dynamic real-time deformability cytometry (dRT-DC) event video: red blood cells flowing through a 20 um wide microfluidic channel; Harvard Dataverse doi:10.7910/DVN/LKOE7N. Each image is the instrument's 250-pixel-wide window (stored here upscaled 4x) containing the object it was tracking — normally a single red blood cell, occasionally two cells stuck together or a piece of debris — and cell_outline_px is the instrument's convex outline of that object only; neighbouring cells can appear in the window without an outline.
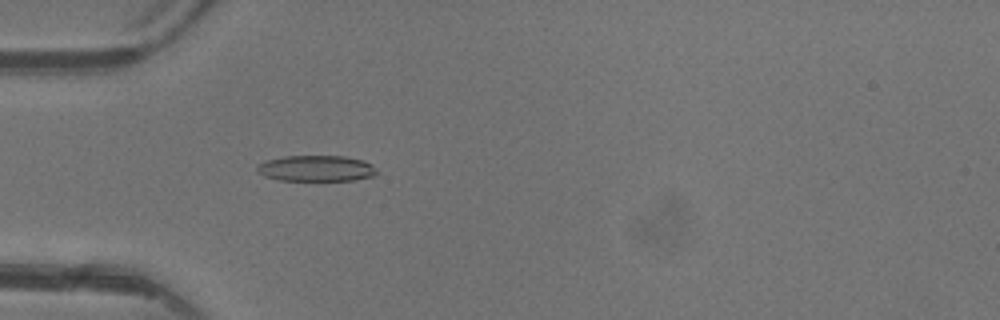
{"species": "common noctule bat (a hibernating species)", "species_latin": "Nyctalus noctula", "temperature_condition": "warm", "stored_images_in_passage": 4, "camera_frame_rate_fps": 3000, "um_per_image_px": 0.085, "animal": {"sex": "female"}, "frame": {"image": 1, "passage_image": 4, "time_ms": 4.667, "image_size_px": [1000, 320], "cell_outline_px": [[376, 176], [352, 180], [280, 180], [264, 176], [256, 172], [256, 168], [260, 164], [268, 160], [284, 156], [344, 156], [364, 160], [372, 164], [376, 172]], "centroid_in_image_um": [26.89, 14.31], "position_along_channel_um": 58.1, "area_um2": 18.03}}